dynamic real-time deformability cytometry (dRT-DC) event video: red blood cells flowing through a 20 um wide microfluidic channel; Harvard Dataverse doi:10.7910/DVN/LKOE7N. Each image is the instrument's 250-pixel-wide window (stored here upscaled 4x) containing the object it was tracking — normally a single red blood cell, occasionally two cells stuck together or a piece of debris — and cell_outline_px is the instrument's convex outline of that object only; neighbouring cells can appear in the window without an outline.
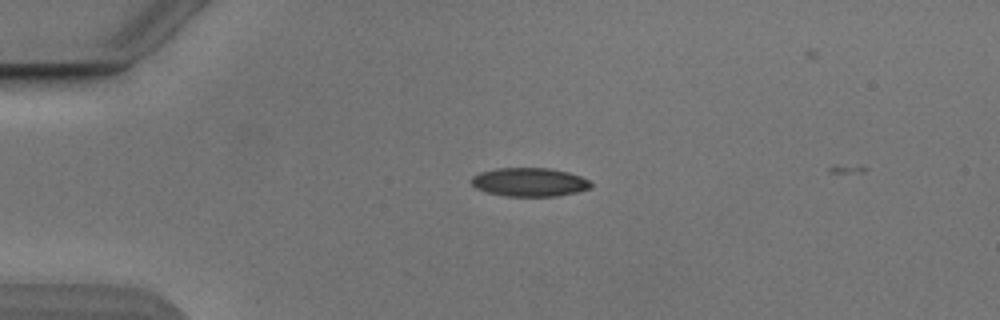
{"species": "Egyptian fruit bat (a non-hibernating species)", "species_latin": "Rousettus aegyptiacus", "temperature_condition": "cold", "stored_images_in_passage": 4, "camera_frame_rate_fps": 3000, "um_per_image_px": 0.085, "animal": {"sex": "male"}, "frame": {"image": 1, "passage_image": 1, "time_ms": 0.0, "image_size_px": [1000, 320], "cell_outline_px": [[592, 188], [576, 192], [556, 196], [504, 196], [484, 192], [476, 188], [468, 180], [472, 176], [480, 172], [496, 168], [548, 168], [568, 172], [580, 176], [588, 180], [592, 184]], "centroid_in_image_um": [44.96, 15.48], "position_along_channel_um": 40.0, "area_um2": 20.11}}